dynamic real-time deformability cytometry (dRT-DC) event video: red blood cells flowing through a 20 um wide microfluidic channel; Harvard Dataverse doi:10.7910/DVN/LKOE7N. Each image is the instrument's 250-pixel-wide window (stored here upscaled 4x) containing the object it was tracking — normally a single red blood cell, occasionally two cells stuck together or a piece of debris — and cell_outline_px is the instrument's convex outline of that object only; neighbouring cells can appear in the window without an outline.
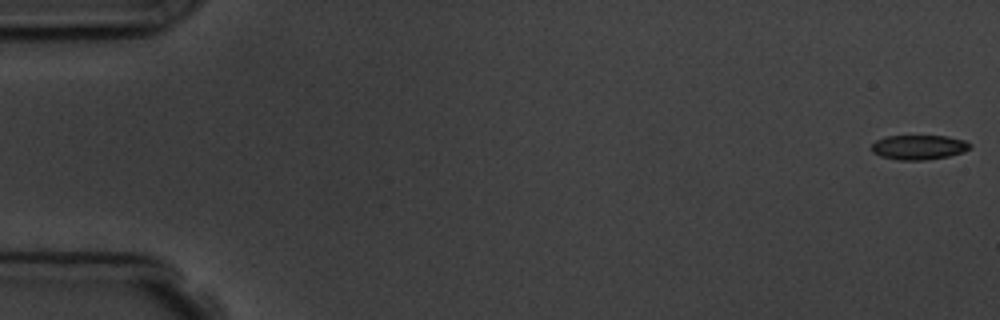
{"species": "common noctule bat (a hibernating species)", "species_latin": "Nyctalus noctula", "temperature_condition": "room temperature", "stored_images_in_passage": 8, "camera_frame_rate_fps": 3000, "um_per_image_px": 0.085, "animal": {"sex": "male", "body_mass_g": 19.5, "forearm_length_mm": 54.6}, "frame": {"image": 1, "passage_image": 1, "time_ms": 0.0, "image_size_px": [1000, 320], "cell_outline_px": [[972, 148], [964, 152], [948, 156], [924, 160], [900, 160], [880, 156], [872, 152], [872, 144], [876, 140], [884, 136], [948, 136], [964, 140], [972, 144]], "centroid_in_image_um": [78.12, 12.51], "position_along_channel_um": 6.9, "area_um2": 14.22}}
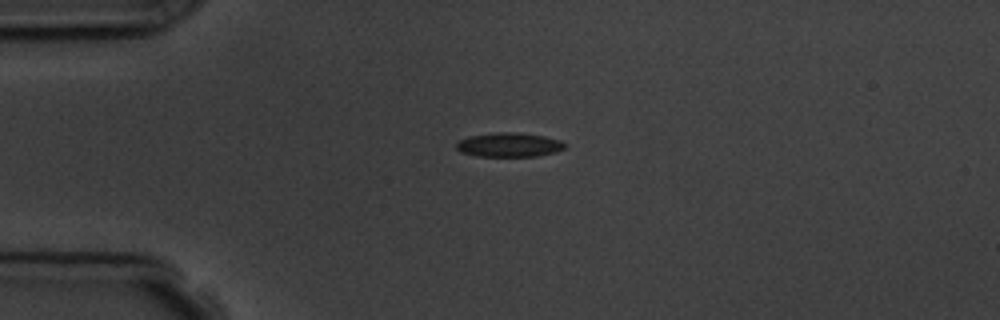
{"frame": {"image": 2, "passage_image": 5, "time_ms": 4.333, "image_size_px": [1000, 320], "cell_outline_px": [[564, 148], [556, 152], [536, 156], [476, 156], [460, 152], [456, 148], [456, 144], [460, 140], [468, 136], [496, 132], [520, 132], [544, 136], [560, 140], [564, 144]], "centroid_in_image_um": [43.25, 12.3], "position_along_channel_um": 41.8, "area_um2": 15.32}}